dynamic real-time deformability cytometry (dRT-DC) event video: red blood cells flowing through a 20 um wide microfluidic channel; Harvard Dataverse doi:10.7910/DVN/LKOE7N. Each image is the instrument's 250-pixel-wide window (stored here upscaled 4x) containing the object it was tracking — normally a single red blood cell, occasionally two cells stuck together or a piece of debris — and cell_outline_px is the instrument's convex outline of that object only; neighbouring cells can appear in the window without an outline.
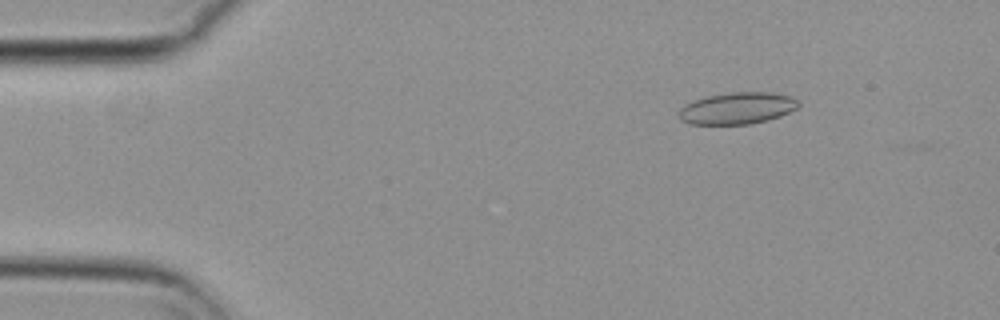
{"species": "common noctule bat (a hibernating species)", "species_latin": "Nyctalus noctula", "temperature_condition": "cold", "stored_images_in_passage": 56, "camera_frame_rate_fps": 3000, "um_per_image_px": 0.085, "animal": {"sex": "female", "body_mass_g": 29.2, "forearm_length_mm": 56.3}, "frame": {"image": 1, "passage_image": 8, "time_ms": 2.333, "image_size_px": [1000, 320], "cell_outline_px": [[800, 104], [796, 108], [780, 116], [768, 120], [748, 124], [688, 124], [680, 120], [680, 108], [684, 104], [708, 96], [732, 92], [772, 92], [792, 96], [800, 100]], "centroid_in_image_um": [62.7, 9.19], "position_along_channel_um": 22.3, "area_um2": 22.14}}
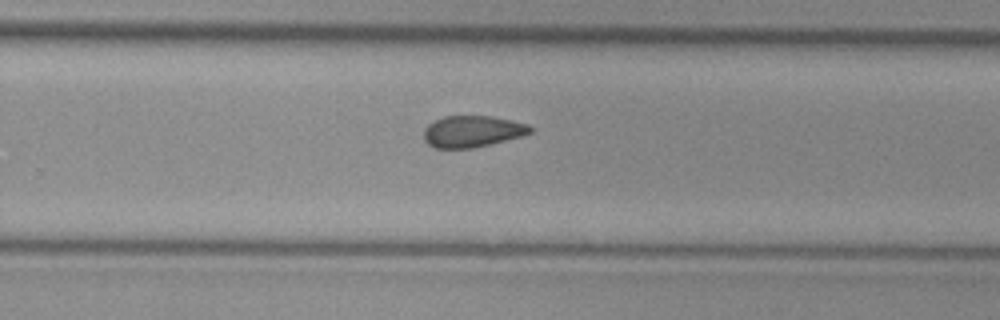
{"frame": {"image": 2, "passage_image": 36, "time_ms": 11.667, "image_size_px": [1000, 320], "cell_outline_px": [[532, 132], [520, 136], [472, 148], [436, 148], [428, 144], [424, 140], [424, 128], [428, 124], [444, 116], [492, 116], [512, 120], [528, 124], [532, 128]], "centroid_in_image_um": [40.12, 11.16], "position_along_channel_um": 289.7, "area_um2": 19.36}}
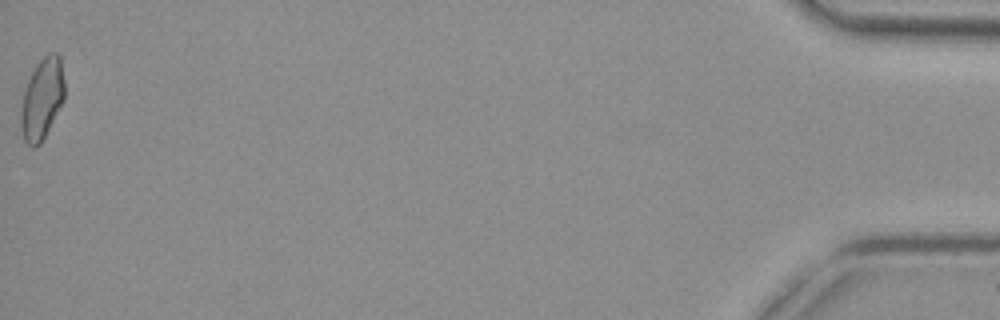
{"frame": {"image": 3, "passage_image": 56, "time_ms": 18.333, "image_size_px": [1000, 320], "cell_outline_px": [[64, 100], [40, 144], [32, 148], [24, 140], [20, 124], [20, 112], [24, 92], [28, 80], [36, 64], [48, 52], [56, 52], [60, 56], [64, 80]], "centroid_in_image_um": [3.57, 8.38], "position_along_channel_um": 431.6, "area_um2": 20.58}, "authors_computed_cell_mechanics": {"area_um2": 20.519, "velocity_mm_per_s": 3.7162, "shape_relaxation_time_tau1_ms": null, "shape_relaxation_time_tau2_ms": 3.0849, "deformation_change_tau1": null, "deformation_change_tau2": 0.0699}}